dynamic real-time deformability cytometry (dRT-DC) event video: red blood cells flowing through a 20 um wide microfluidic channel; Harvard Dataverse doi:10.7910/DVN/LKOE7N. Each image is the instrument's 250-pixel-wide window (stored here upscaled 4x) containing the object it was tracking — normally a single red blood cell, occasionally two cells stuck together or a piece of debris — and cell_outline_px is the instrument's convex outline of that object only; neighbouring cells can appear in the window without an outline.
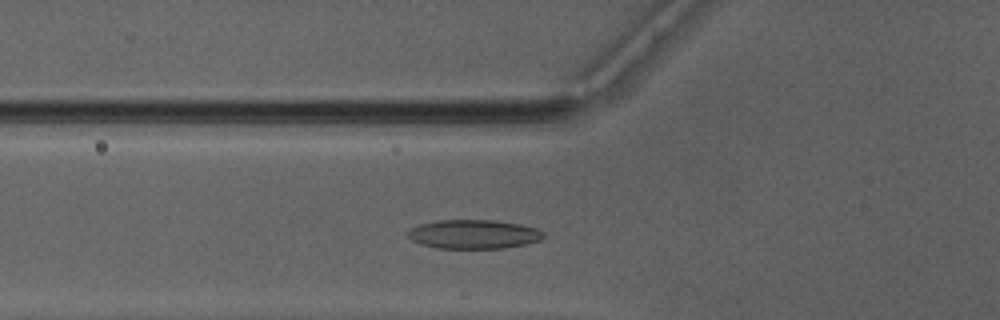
{"species": "Egyptian fruit bat (a non-hibernating species)", "species_latin": "Rousettus aegyptiacus", "temperature_condition": "warm", "stored_images_in_passage": 43, "segment_of_instrument_passage": [1, 2], "camera_frame_rate_fps": 3000, "um_per_image_px": 0.085, "animal": {"sex": "male"}, "frame": {"image": 1, "passage_image": 11, "time_ms": 3.333, "image_size_px": [1000, 320], "cell_outline_px": [[544, 236], [540, 240], [524, 244], [504, 248], [436, 248], [420, 244], [412, 240], [408, 236], [408, 232], [412, 228], [420, 224], [436, 220], [496, 220], [520, 224], [536, 228], [544, 232]], "centroid_in_image_um": [40.26, 19.9], "position_along_channel_um": 85.5, "area_um2": 22.89}}
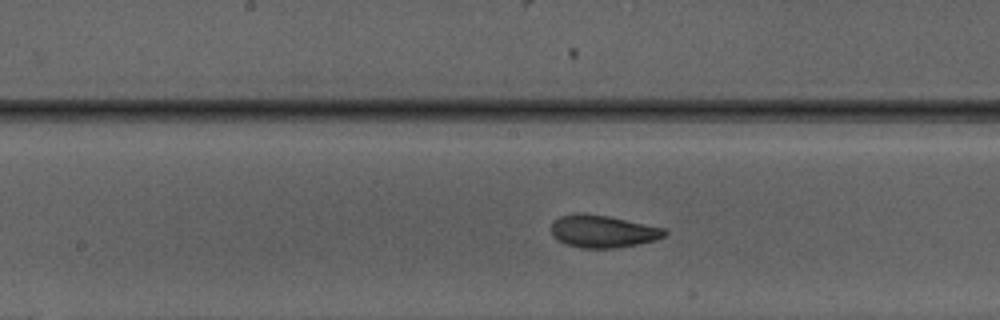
{"frame": {"image": 2, "passage_image": 19, "time_ms": 6.0, "image_size_px": [1000, 320], "cell_outline_px": [[668, 232], [664, 236], [656, 240], [616, 248], [580, 248], [564, 244], [556, 240], [552, 236], [552, 220], [560, 216], [580, 212], [584, 212], [608, 216], [664, 228]], "centroid_in_image_um": [51.19, 19.66], "position_along_channel_um": 197.0, "area_um2": 21.62}}
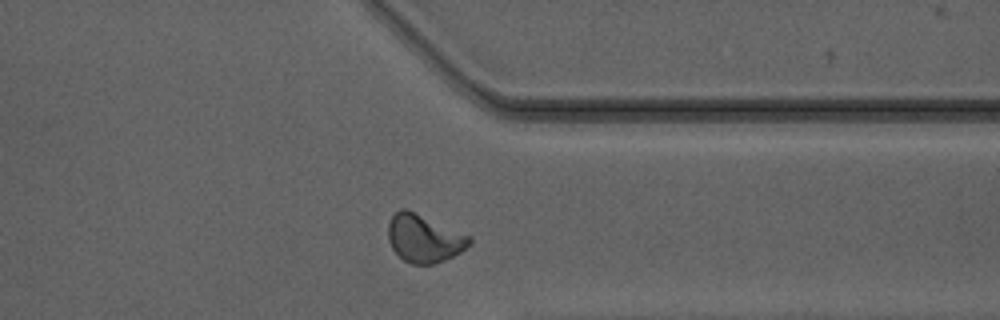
{"frame": {"image": 3, "passage_image": 32, "time_ms": 10.333, "image_size_px": [1000, 320], "cell_outline_px": [[472, 244], [460, 252], [444, 260], [432, 264], [412, 264], [404, 260], [392, 248], [388, 240], [388, 220], [400, 208], [408, 208], [472, 236]], "centroid_in_image_um": [36.06, 20.23], "position_along_channel_um": 375.3, "area_um2": 22.95}}